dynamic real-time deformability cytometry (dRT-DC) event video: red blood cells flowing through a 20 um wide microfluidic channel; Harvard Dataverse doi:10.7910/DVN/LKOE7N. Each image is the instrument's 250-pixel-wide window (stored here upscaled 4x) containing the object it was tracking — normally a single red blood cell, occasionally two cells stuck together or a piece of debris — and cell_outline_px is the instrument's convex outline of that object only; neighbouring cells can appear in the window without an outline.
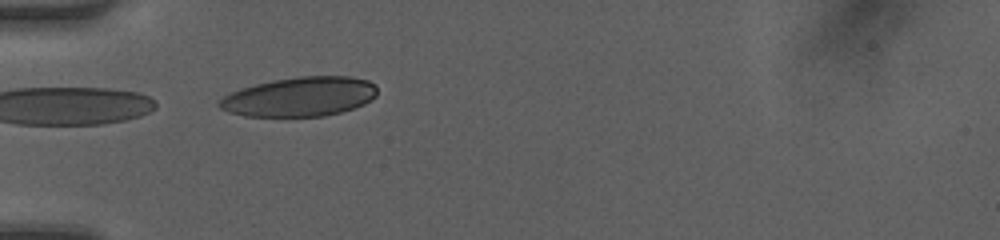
{"species": "human", "species_latin": "Homo sapiens", "temperature_condition": "room temperature", "stored_images_in_passage": 5, "camera_frame_rate_fps": 3000, "um_per_image_px": 0.085, "donor": {"sex": "female"}, "frame": {"image": 1, "passage_image": 4, "time_ms": 1.0, "image_size_px": [1000, 240], "cell_outline_px": [[376, 96], [372, 100], [364, 104], [340, 112], [324, 116], [244, 116], [228, 112], [220, 108], [216, 104], [224, 96], [240, 88], [272, 80], [300, 76], [352, 76], [368, 80], [376, 84]], "centroid_in_image_um": [25.49, 8.21], "position_along_channel_um": 59.5, "area_um2": 36.36}}
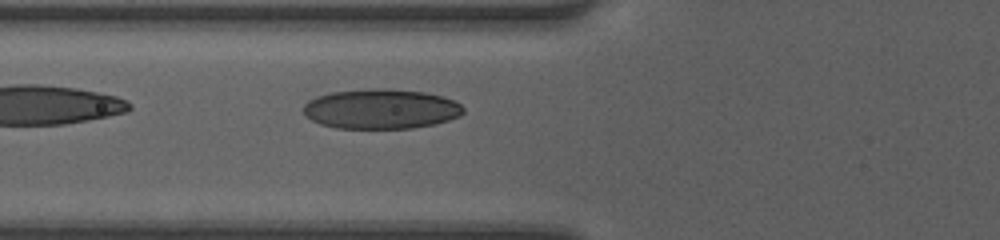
{"frame": {"image": 2, "passage_image": 5, "time_ms": 1.333, "image_size_px": [1000, 240], "cell_outline_px": [[464, 112], [460, 116], [448, 120], [432, 124], [412, 128], [336, 128], [320, 124], [304, 116], [304, 104], [308, 100], [316, 96], [332, 92], [368, 88], [392, 88], [424, 92], [444, 96], [460, 104], [464, 108]], "centroid_in_image_um": [32.37, 9.25], "position_along_channel_um": 93.4, "area_um2": 37.4}}